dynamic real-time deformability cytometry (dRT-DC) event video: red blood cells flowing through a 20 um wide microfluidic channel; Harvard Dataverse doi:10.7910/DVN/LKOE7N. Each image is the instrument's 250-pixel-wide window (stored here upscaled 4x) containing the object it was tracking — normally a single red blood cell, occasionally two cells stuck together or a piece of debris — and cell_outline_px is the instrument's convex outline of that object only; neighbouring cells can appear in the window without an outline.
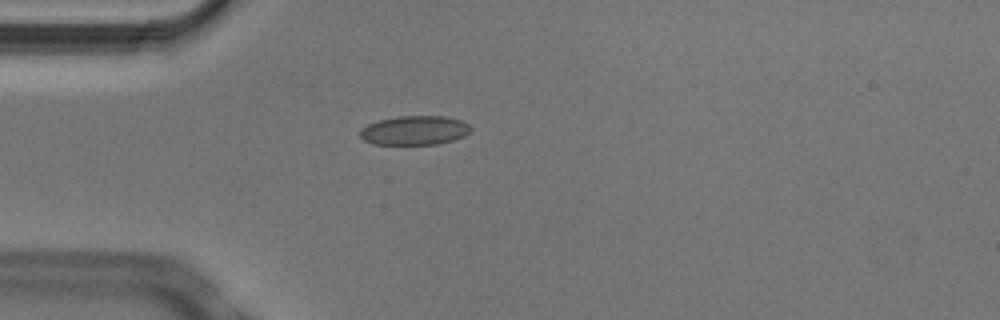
{"species": "Egyptian fruit bat (a non-hibernating species)", "species_latin": "Rousettus aegyptiacus", "temperature_condition": "cold", "stored_images_in_passage": 4, "camera_frame_rate_fps": 3000, "um_per_image_px": 0.085, "animal": {"sex": "male"}, "frame": {"image": 1, "passage_image": 4, "time_ms": 1.0, "image_size_px": [1000, 320], "cell_outline_px": [[472, 128], [464, 136], [452, 140], [436, 144], [376, 144], [364, 140], [360, 136], [360, 128], [368, 124], [380, 120], [400, 116], [444, 116], [460, 120], [468, 124]], "centroid_in_image_um": [35.23, 11.08], "position_along_channel_um": 49.8, "area_um2": 18.61}}